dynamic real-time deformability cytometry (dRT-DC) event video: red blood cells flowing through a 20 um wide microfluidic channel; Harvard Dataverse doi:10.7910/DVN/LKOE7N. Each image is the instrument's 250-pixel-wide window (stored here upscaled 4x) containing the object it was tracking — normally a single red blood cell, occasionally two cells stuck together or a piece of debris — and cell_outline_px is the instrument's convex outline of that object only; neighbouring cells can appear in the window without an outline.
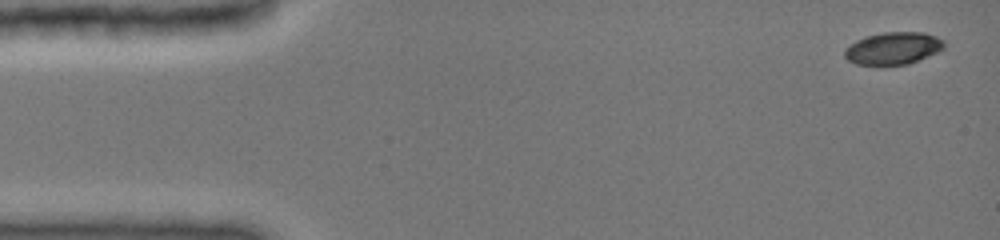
{"species": "common noctule bat (a hibernating species)", "species_latin": "Nyctalus noctula", "temperature_condition": "cold", "stored_images_in_passage": 12, "camera_frame_rate_fps": 3000, "um_per_image_px": 0.085, "animal": {"sex": "female", "body_mass_g": 19.0, "forearm_length_mm": 51.5}, "frame": {"image": 1, "passage_image": 1, "time_ms": 0.0, "image_size_px": [1000, 240], "cell_outline_px": [[944, 48], [936, 52], [908, 64], [856, 64], [848, 60], [844, 56], [844, 52], [856, 40], [868, 36], [884, 32], [924, 32], [936, 36], [944, 40]], "centroid_in_image_um": [75.94, 4.09], "position_along_channel_um": 9.1, "area_um2": 18.32}}
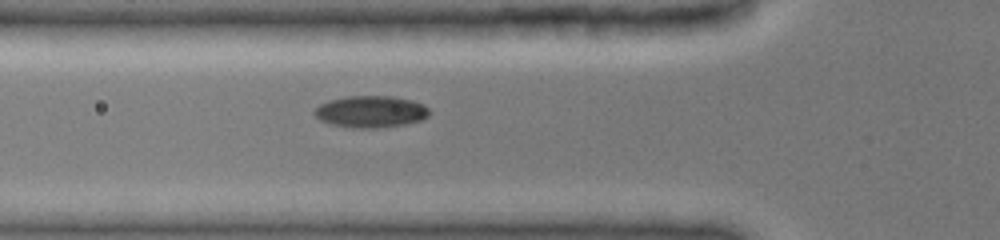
{"frame": {"image": 2, "passage_image": 9, "time_ms": 5.0, "image_size_px": [1000, 240], "cell_outline_px": [[428, 116], [420, 120], [404, 124], [376, 128], [352, 128], [332, 124], [320, 120], [316, 116], [316, 108], [320, 104], [332, 100], [348, 96], [388, 96], [412, 100], [428, 108]], "centroid_in_image_um": [31.51, 9.49], "position_along_channel_um": 94.3, "area_um2": 20.81}}
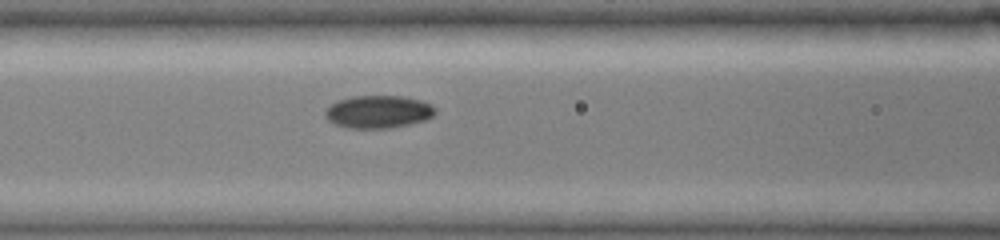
{"frame": {"image": 3, "passage_image": 12, "time_ms": 6.0, "image_size_px": [1000, 240], "cell_outline_px": [[436, 112], [432, 116], [424, 120], [392, 128], [348, 128], [336, 124], [328, 120], [324, 116], [324, 112], [336, 100], [352, 96], [404, 96], [420, 100], [432, 104], [436, 108]], "centroid_in_image_um": [32.16, 9.49], "position_along_channel_um": 134.4, "area_um2": 21.04}}